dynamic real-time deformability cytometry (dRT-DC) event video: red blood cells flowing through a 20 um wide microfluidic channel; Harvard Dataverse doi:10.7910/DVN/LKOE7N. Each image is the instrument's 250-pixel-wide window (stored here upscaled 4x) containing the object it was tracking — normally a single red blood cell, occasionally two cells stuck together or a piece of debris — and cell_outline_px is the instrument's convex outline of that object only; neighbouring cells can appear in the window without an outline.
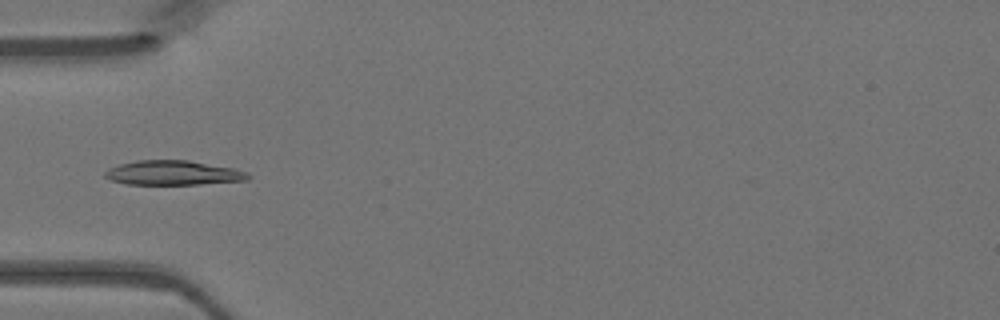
{"species": "Egyptian fruit bat (a non-hibernating species)", "species_latin": "Rousettus aegyptiacus", "temperature_condition": "warm", "stored_images_in_passage": 27, "camera_frame_rate_fps": 3000, "um_per_image_px": 0.085, "animal": {"sex": "female"}, "frame": {"image": 1, "passage_image": 4, "time_ms": 1.0, "image_size_px": [1000, 320], "cell_outline_px": [[252, 176], [248, 180], [200, 184], [128, 184], [108, 180], [104, 176], [104, 172], [108, 168], [120, 164], [136, 160], [188, 160], [232, 168], [248, 172]], "centroid_in_image_um": [14.7, 14.69], "position_along_channel_um": 70.3, "area_um2": 20.46}}
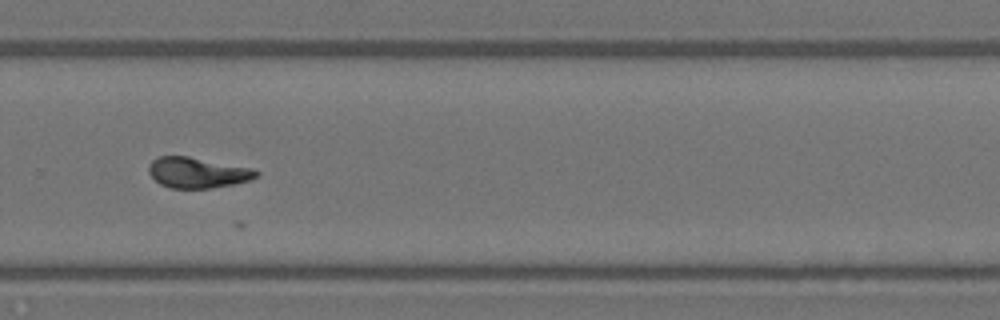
{"frame": {"image": 2, "passage_image": 21, "time_ms": 6.667, "image_size_px": [1000, 320], "cell_outline_px": [[260, 176], [252, 180], [212, 188], [168, 188], [160, 184], [148, 172], [148, 164], [152, 160], [160, 156], [188, 156], [252, 168], [260, 172]], "centroid_in_image_um": [16.8, 14.67], "position_along_channel_um": 313.0, "area_um2": 19.31}}
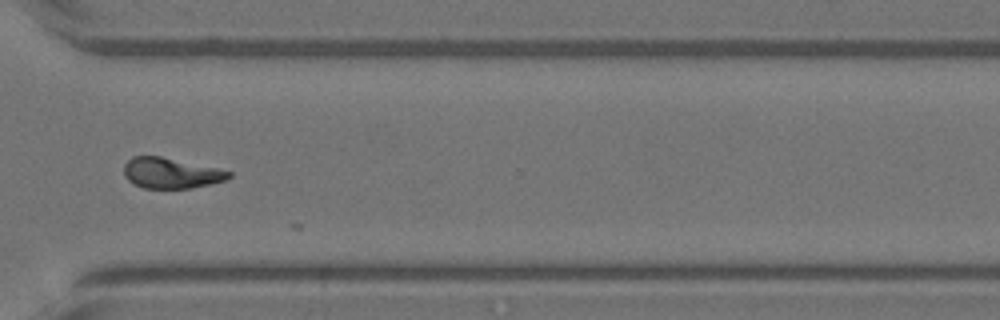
{"frame": {"image": 3, "passage_image": 24, "time_ms": 7.667, "image_size_px": [1000, 320], "cell_outline_px": [[232, 176], [224, 180], [192, 188], [144, 188], [132, 184], [124, 176], [124, 164], [132, 156], [160, 156], [216, 168], [232, 172]], "centroid_in_image_um": [14.48, 14.71], "position_along_channel_um": 356.1, "area_um2": 18.55}}